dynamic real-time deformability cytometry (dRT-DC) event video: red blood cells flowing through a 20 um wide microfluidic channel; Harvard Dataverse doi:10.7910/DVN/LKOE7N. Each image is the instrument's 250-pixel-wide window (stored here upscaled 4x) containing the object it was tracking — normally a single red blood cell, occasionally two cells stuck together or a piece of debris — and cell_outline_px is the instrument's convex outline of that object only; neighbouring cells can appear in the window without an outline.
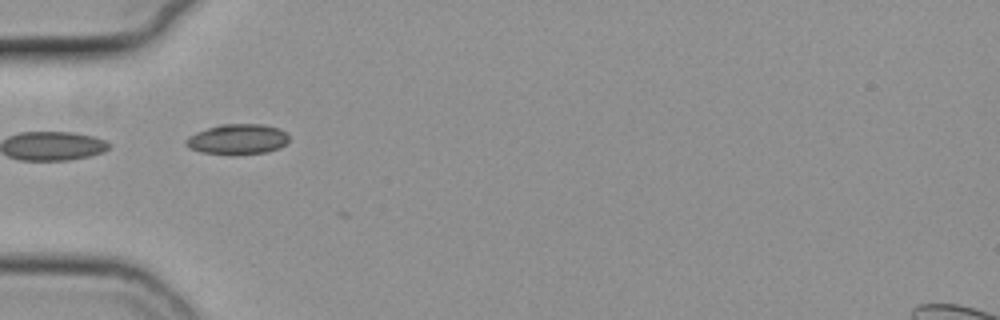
{"species": "common noctule bat (a hibernating species)", "species_latin": "Nyctalus noctula", "temperature_condition": "cold", "stored_images_in_passage": 3, "camera_frame_rate_fps": 3000, "um_per_image_px": 0.085, "animal": {"sex": "female", "body_mass_g": 19.3, "forearm_length_mm": 54.1}, "frame": {"image": 1, "passage_image": 1, "time_ms": 0.0, "image_size_px": [1000, 320], "cell_outline_px": [[288, 140], [280, 148], [268, 152], [236, 156], [232, 156], [200, 152], [188, 148], [184, 144], [184, 140], [188, 136], [196, 132], [220, 124], [264, 124], [280, 128], [288, 136]], "centroid_in_image_um": [20.16, 11.86], "position_along_channel_um": 64.8, "area_um2": 18.73}}